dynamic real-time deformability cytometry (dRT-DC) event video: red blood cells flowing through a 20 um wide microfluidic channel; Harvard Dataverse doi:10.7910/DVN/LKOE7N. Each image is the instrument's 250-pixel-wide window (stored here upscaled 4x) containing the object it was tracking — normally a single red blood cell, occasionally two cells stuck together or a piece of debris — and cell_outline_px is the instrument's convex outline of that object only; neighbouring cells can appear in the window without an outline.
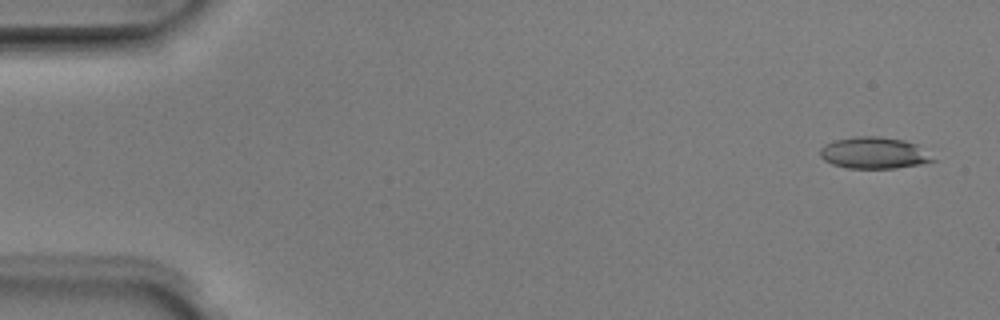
{"species": "Egyptian fruit bat (a non-hibernating species)", "species_latin": "Rousettus aegyptiacus", "temperature_condition": "room temperature", "stored_images_in_passage": 4, "camera_frame_rate_fps": 3000, "um_per_image_px": 0.085, "animal": {"sex": "male"}, "frame": {"image": 1, "passage_image": 1, "time_ms": 0.0, "image_size_px": [1000, 320], "cell_outline_px": [[936, 160], [920, 164], [896, 168], [848, 168], [832, 164], [824, 160], [820, 156], [820, 148], [824, 144], [836, 140], [856, 136], [880, 136], [904, 140], [916, 144]], "centroid_in_image_um": [74.26, 12.99], "position_along_channel_um": 10.7, "area_um2": 20.63}}